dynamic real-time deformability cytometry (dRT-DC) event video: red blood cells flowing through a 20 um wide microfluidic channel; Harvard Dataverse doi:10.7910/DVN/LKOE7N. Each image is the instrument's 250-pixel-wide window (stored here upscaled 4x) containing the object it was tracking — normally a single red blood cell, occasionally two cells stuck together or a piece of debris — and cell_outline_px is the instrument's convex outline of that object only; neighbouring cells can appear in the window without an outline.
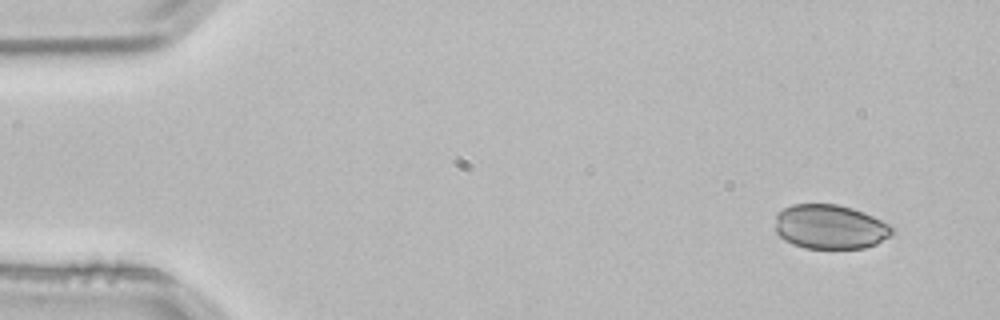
{"species": "common noctule bat (a hibernating species)", "species_latin": "Nyctalus noctula", "temperature_condition": "room temperature", "stored_images_in_passage": 4, "segment_of_instrument_passage": [2, 2], "camera_frame_rate_fps": 3000, "um_per_image_px": 0.085, "animal": {"sex": "male", "body_mass_g": 21.5, "forearm_length_mm": 52.0}, "frame": {"image": 1, "passage_image": 4, "time_ms": 1.0, "image_size_px": [1000, 320], "cell_outline_px": [[896, 228], [888, 236], [876, 244], [864, 248], [804, 248], [792, 244], [784, 240], [776, 232], [776, 212], [792, 204], [836, 204], [852, 208], [864, 212]], "centroid_in_image_um": [70.53, 19.28], "position_along_channel_um": 14.5, "area_um2": 30.23}}